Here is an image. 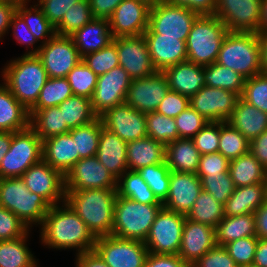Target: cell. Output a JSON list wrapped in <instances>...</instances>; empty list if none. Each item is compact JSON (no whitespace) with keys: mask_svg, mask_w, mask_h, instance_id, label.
<instances>
[{"mask_svg":"<svg viewBox=\"0 0 267 267\" xmlns=\"http://www.w3.org/2000/svg\"><path fill=\"white\" fill-rule=\"evenodd\" d=\"M39 231L43 246L58 250L75 249V255L93 251L97 240L85 222L66 202L51 206Z\"/></svg>","mask_w":267,"mask_h":267,"instance_id":"obj_1","label":"cell"},{"mask_svg":"<svg viewBox=\"0 0 267 267\" xmlns=\"http://www.w3.org/2000/svg\"><path fill=\"white\" fill-rule=\"evenodd\" d=\"M117 189L65 191V202L96 237L111 235Z\"/></svg>","mask_w":267,"mask_h":267,"instance_id":"obj_2","label":"cell"},{"mask_svg":"<svg viewBox=\"0 0 267 267\" xmlns=\"http://www.w3.org/2000/svg\"><path fill=\"white\" fill-rule=\"evenodd\" d=\"M1 73L3 83L27 110L36 104L48 79L43 63L36 54H23L8 61Z\"/></svg>","mask_w":267,"mask_h":267,"instance_id":"obj_3","label":"cell"},{"mask_svg":"<svg viewBox=\"0 0 267 267\" xmlns=\"http://www.w3.org/2000/svg\"><path fill=\"white\" fill-rule=\"evenodd\" d=\"M216 63L236 71L245 79L261 74L257 33L228 31L221 44Z\"/></svg>","mask_w":267,"mask_h":267,"instance_id":"obj_4","label":"cell"},{"mask_svg":"<svg viewBox=\"0 0 267 267\" xmlns=\"http://www.w3.org/2000/svg\"><path fill=\"white\" fill-rule=\"evenodd\" d=\"M2 207L19 217L30 229L41 225L51 205L28 190L21 177L0 178Z\"/></svg>","mask_w":267,"mask_h":267,"instance_id":"obj_5","label":"cell"},{"mask_svg":"<svg viewBox=\"0 0 267 267\" xmlns=\"http://www.w3.org/2000/svg\"><path fill=\"white\" fill-rule=\"evenodd\" d=\"M227 27L215 15H200L186 40L187 61L207 66L217 61Z\"/></svg>","mask_w":267,"mask_h":267,"instance_id":"obj_6","label":"cell"},{"mask_svg":"<svg viewBox=\"0 0 267 267\" xmlns=\"http://www.w3.org/2000/svg\"><path fill=\"white\" fill-rule=\"evenodd\" d=\"M162 207L163 204H144L117 195L111 235L144 242Z\"/></svg>","mask_w":267,"mask_h":267,"instance_id":"obj_7","label":"cell"},{"mask_svg":"<svg viewBox=\"0 0 267 267\" xmlns=\"http://www.w3.org/2000/svg\"><path fill=\"white\" fill-rule=\"evenodd\" d=\"M42 159V140L29 126L12 132L9 151L0 163V178L21 177L32 165Z\"/></svg>","mask_w":267,"mask_h":267,"instance_id":"obj_8","label":"cell"},{"mask_svg":"<svg viewBox=\"0 0 267 267\" xmlns=\"http://www.w3.org/2000/svg\"><path fill=\"white\" fill-rule=\"evenodd\" d=\"M199 16L187 7L156 0L150 7L148 27L159 34V37H178L179 40L186 41Z\"/></svg>","mask_w":267,"mask_h":267,"instance_id":"obj_9","label":"cell"},{"mask_svg":"<svg viewBox=\"0 0 267 267\" xmlns=\"http://www.w3.org/2000/svg\"><path fill=\"white\" fill-rule=\"evenodd\" d=\"M186 216L162 207L144 243L149 253L179 254Z\"/></svg>","mask_w":267,"mask_h":267,"instance_id":"obj_10","label":"cell"},{"mask_svg":"<svg viewBox=\"0 0 267 267\" xmlns=\"http://www.w3.org/2000/svg\"><path fill=\"white\" fill-rule=\"evenodd\" d=\"M93 250L109 267H143L149 253L143 241L113 235L97 237Z\"/></svg>","mask_w":267,"mask_h":267,"instance_id":"obj_11","label":"cell"},{"mask_svg":"<svg viewBox=\"0 0 267 267\" xmlns=\"http://www.w3.org/2000/svg\"><path fill=\"white\" fill-rule=\"evenodd\" d=\"M262 0H216L214 15L229 32L260 31Z\"/></svg>","mask_w":267,"mask_h":267,"instance_id":"obj_12","label":"cell"},{"mask_svg":"<svg viewBox=\"0 0 267 267\" xmlns=\"http://www.w3.org/2000/svg\"><path fill=\"white\" fill-rule=\"evenodd\" d=\"M42 61L48 78L66 77L82 60L71 37L55 34L36 54Z\"/></svg>","mask_w":267,"mask_h":267,"instance_id":"obj_13","label":"cell"},{"mask_svg":"<svg viewBox=\"0 0 267 267\" xmlns=\"http://www.w3.org/2000/svg\"><path fill=\"white\" fill-rule=\"evenodd\" d=\"M21 178L29 191L42 196L51 206L65 202V177L45 160L30 166Z\"/></svg>","mask_w":267,"mask_h":267,"instance_id":"obj_14","label":"cell"},{"mask_svg":"<svg viewBox=\"0 0 267 267\" xmlns=\"http://www.w3.org/2000/svg\"><path fill=\"white\" fill-rule=\"evenodd\" d=\"M151 4L149 0H123L108 19L113 38L143 35Z\"/></svg>","mask_w":267,"mask_h":267,"instance_id":"obj_15","label":"cell"},{"mask_svg":"<svg viewBox=\"0 0 267 267\" xmlns=\"http://www.w3.org/2000/svg\"><path fill=\"white\" fill-rule=\"evenodd\" d=\"M117 189V179L97 156L80 159L65 175V191Z\"/></svg>","mask_w":267,"mask_h":267,"instance_id":"obj_16","label":"cell"},{"mask_svg":"<svg viewBox=\"0 0 267 267\" xmlns=\"http://www.w3.org/2000/svg\"><path fill=\"white\" fill-rule=\"evenodd\" d=\"M131 82L132 78L121 66L99 75L90 99L94 113L100 117L108 109L124 103Z\"/></svg>","mask_w":267,"mask_h":267,"instance_id":"obj_17","label":"cell"},{"mask_svg":"<svg viewBox=\"0 0 267 267\" xmlns=\"http://www.w3.org/2000/svg\"><path fill=\"white\" fill-rule=\"evenodd\" d=\"M112 42L116 45L120 66L132 79L145 78L157 72L144 35L115 37Z\"/></svg>","mask_w":267,"mask_h":267,"instance_id":"obj_18","label":"cell"},{"mask_svg":"<svg viewBox=\"0 0 267 267\" xmlns=\"http://www.w3.org/2000/svg\"><path fill=\"white\" fill-rule=\"evenodd\" d=\"M239 94L203 86L190 97V106L209 122H227L235 109Z\"/></svg>","mask_w":267,"mask_h":267,"instance_id":"obj_19","label":"cell"},{"mask_svg":"<svg viewBox=\"0 0 267 267\" xmlns=\"http://www.w3.org/2000/svg\"><path fill=\"white\" fill-rule=\"evenodd\" d=\"M169 90L166 75L157 71L145 78L132 79L125 103L139 112H155Z\"/></svg>","mask_w":267,"mask_h":267,"instance_id":"obj_20","label":"cell"},{"mask_svg":"<svg viewBox=\"0 0 267 267\" xmlns=\"http://www.w3.org/2000/svg\"><path fill=\"white\" fill-rule=\"evenodd\" d=\"M100 118L104 127L114 132L125 142L148 136L146 113L139 112L125 102L108 109Z\"/></svg>","mask_w":267,"mask_h":267,"instance_id":"obj_21","label":"cell"},{"mask_svg":"<svg viewBox=\"0 0 267 267\" xmlns=\"http://www.w3.org/2000/svg\"><path fill=\"white\" fill-rule=\"evenodd\" d=\"M201 191V180L196 173L170 171L169 193L163 207L186 216Z\"/></svg>","mask_w":267,"mask_h":267,"instance_id":"obj_22","label":"cell"},{"mask_svg":"<svg viewBox=\"0 0 267 267\" xmlns=\"http://www.w3.org/2000/svg\"><path fill=\"white\" fill-rule=\"evenodd\" d=\"M216 245L214 227L185 220L178 255L190 267Z\"/></svg>","mask_w":267,"mask_h":267,"instance_id":"obj_23","label":"cell"},{"mask_svg":"<svg viewBox=\"0 0 267 267\" xmlns=\"http://www.w3.org/2000/svg\"><path fill=\"white\" fill-rule=\"evenodd\" d=\"M143 35L156 71L163 72L170 66L187 61L186 41L178 37H159L149 27Z\"/></svg>","mask_w":267,"mask_h":267,"instance_id":"obj_24","label":"cell"},{"mask_svg":"<svg viewBox=\"0 0 267 267\" xmlns=\"http://www.w3.org/2000/svg\"><path fill=\"white\" fill-rule=\"evenodd\" d=\"M42 159L65 177L81 158L76 142L69 133H65L42 141Z\"/></svg>","mask_w":267,"mask_h":267,"instance_id":"obj_25","label":"cell"},{"mask_svg":"<svg viewBox=\"0 0 267 267\" xmlns=\"http://www.w3.org/2000/svg\"><path fill=\"white\" fill-rule=\"evenodd\" d=\"M126 151L127 142L103 126L96 156L116 179L128 170Z\"/></svg>","mask_w":267,"mask_h":267,"instance_id":"obj_26","label":"cell"},{"mask_svg":"<svg viewBox=\"0 0 267 267\" xmlns=\"http://www.w3.org/2000/svg\"><path fill=\"white\" fill-rule=\"evenodd\" d=\"M169 89L187 97L195 95L205 86L204 66L185 61L166 68Z\"/></svg>","mask_w":267,"mask_h":267,"instance_id":"obj_27","label":"cell"},{"mask_svg":"<svg viewBox=\"0 0 267 267\" xmlns=\"http://www.w3.org/2000/svg\"><path fill=\"white\" fill-rule=\"evenodd\" d=\"M81 57L107 47L113 41L107 19L94 18L70 36Z\"/></svg>","mask_w":267,"mask_h":267,"instance_id":"obj_28","label":"cell"},{"mask_svg":"<svg viewBox=\"0 0 267 267\" xmlns=\"http://www.w3.org/2000/svg\"><path fill=\"white\" fill-rule=\"evenodd\" d=\"M166 145L146 136L127 142V165L129 171L165 162Z\"/></svg>","mask_w":267,"mask_h":267,"instance_id":"obj_29","label":"cell"},{"mask_svg":"<svg viewBox=\"0 0 267 267\" xmlns=\"http://www.w3.org/2000/svg\"><path fill=\"white\" fill-rule=\"evenodd\" d=\"M227 122L252 141L267 130V113L240 97Z\"/></svg>","mask_w":267,"mask_h":267,"instance_id":"obj_30","label":"cell"},{"mask_svg":"<svg viewBox=\"0 0 267 267\" xmlns=\"http://www.w3.org/2000/svg\"><path fill=\"white\" fill-rule=\"evenodd\" d=\"M267 200L266 183L236 187L224 204L225 216L254 213Z\"/></svg>","mask_w":267,"mask_h":267,"instance_id":"obj_31","label":"cell"},{"mask_svg":"<svg viewBox=\"0 0 267 267\" xmlns=\"http://www.w3.org/2000/svg\"><path fill=\"white\" fill-rule=\"evenodd\" d=\"M30 126L27 110L2 82L0 84V131L17 132Z\"/></svg>","mask_w":267,"mask_h":267,"instance_id":"obj_32","label":"cell"},{"mask_svg":"<svg viewBox=\"0 0 267 267\" xmlns=\"http://www.w3.org/2000/svg\"><path fill=\"white\" fill-rule=\"evenodd\" d=\"M165 162L173 172L196 173L200 153L192 139L178 138L166 144Z\"/></svg>","mask_w":267,"mask_h":267,"instance_id":"obj_33","label":"cell"},{"mask_svg":"<svg viewBox=\"0 0 267 267\" xmlns=\"http://www.w3.org/2000/svg\"><path fill=\"white\" fill-rule=\"evenodd\" d=\"M216 243L220 246L241 239L256 236L254 213L225 216L215 227Z\"/></svg>","mask_w":267,"mask_h":267,"instance_id":"obj_34","label":"cell"},{"mask_svg":"<svg viewBox=\"0 0 267 267\" xmlns=\"http://www.w3.org/2000/svg\"><path fill=\"white\" fill-rule=\"evenodd\" d=\"M29 115L30 127L42 141L70 131L66 122H63V113L60 111L59 106L44 109H30Z\"/></svg>","mask_w":267,"mask_h":267,"instance_id":"obj_35","label":"cell"},{"mask_svg":"<svg viewBox=\"0 0 267 267\" xmlns=\"http://www.w3.org/2000/svg\"><path fill=\"white\" fill-rule=\"evenodd\" d=\"M229 173L235 187L265 182L266 177V169L250 152L231 160Z\"/></svg>","mask_w":267,"mask_h":267,"instance_id":"obj_36","label":"cell"},{"mask_svg":"<svg viewBox=\"0 0 267 267\" xmlns=\"http://www.w3.org/2000/svg\"><path fill=\"white\" fill-rule=\"evenodd\" d=\"M30 232L21 238L0 241V267H39L27 246Z\"/></svg>","mask_w":267,"mask_h":267,"instance_id":"obj_37","label":"cell"},{"mask_svg":"<svg viewBox=\"0 0 267 267\" xmlns=\"http://www.w3.org/2000/svg\"><path fill=\"white\" fill-rule=\"evenodd\" d=\"M27 2L18 3L16 12L23 18L29 31L40 45H45L56 33L54 26L44 15L38 4L29 7ZM42 40V41H41Z\"/></svg>","mask_w":267,"mask_h":267,"instance_id":"obj_38","label":"cell"},{"mask_svg":"<svg viewBox=\"0 0 267 267\" xmlns=\"http://www.w3.org/2000/svg\"><path fill=\"white\" fill-rule=\"evenodd\" d=\"M63 122L71 130L92 123L98 118L89 98L72 95L59 105Z\"/></svg>","mask_w":267,"mask_h":267,"instance_id":"obj_39","label":"cell"},{"mask_svg":"<svg viewBox=\"0 0 267 267\" xmlns=\"http://www.w3.org/2000/svg\"><path fill=\"white\" fill-rule=\"evenodd\" d=\"M117 195L144 204H162L137 171L127 170L117 179Z\"/></svg>","mask_w":267,"mask_h":267,"instance_id":"obj_40","label":"cell"},{"mask_svg":"<svg viewBox=\"0 0 267 267\" xmlns=\"http://www.w3.org/2000/svg\"><path fill=\"white\" fill-rule=\"evenodd\" d=\"M224 217V205L204 190L200 192L186 215V219L214 228Z\"/></svg>","mask_w":267,"mask_h":267,"instance_id":"obj_41","label":"cell"},{"mask_svg":"<svg viewBox=\"0 0 267 267\" xmlns=\"http://www.w3.org/2000/svg\"><path fill=\"white\" fill-rule=\"evenodd\" d=\"M205 85L242 95L245 78L236 71L214 62L204 66Z\"/></svg>","mask_w":267,"mask_h":267,"instance_id":"obj_42","label":"cell"},{"mask_svg":"<svg viewBox=\"0 0 267 267\" xmlns=\"http://www.w3.org/2000/svg\"><path fill=\"white\" fill-rule=\"evenodd\" d=\"M103 126L101 118L98 117L92 123L71 129L68 132L76 142L81 159L97 154L100 132Z\"/></svg>","mask_w":267,"mask_h":267,"instance_id":"obj_43","label":"cell"},{"mask_svg":"<svg viewBox=\"0 0 267 267\" xmlns=\"http://www.w3.org/2000/svg\"><path fill=\"white\" fill-rule=\"evenodd\" d=\"M250 141L228 122H220L219 150L229 161L249 152Z\"/></svg>","mask_w":267,"mask_h":267,"instance_id":"obj_44","label":"cell"},{"mask_svg":"<svg viewBox=\"0 0 267 267\" xmlns=\"http://www.w3.org/2000/svg\"><path fill=\"white\" fill-rule=\"evenodd\" d=\"M94 18L89 0H81L67 10L62 21L55 27V33L70 37Z\"/></svg>","mask_w":267,"mask_h":267,"instance_id":"obj_45","label":"cell"},{"mask_svg":"<svg viewBox=\"0 0 267 267\" xmlns=\"http://www.w3.org/2000/svg\"><path fill=\"white\" fill-rule=\"evenodd\" d=\"M72 95L73 93L66 77L48 78L40 91L36 104L31 109L59 106Z\"/></svg>","mask_w":267,"mask_h":267,"instance_id":"obj_46","label":"cell"},{"mask_svg":"<svg viewBox=\"0 0 267 267\" xmlns=\"http://www.w3.org/2000/svg\"><path fill=\"white\" fill-rule=\"evenodd\" d=\"M170 171L166 162L142 167L137 171L161 203L169 193Z\"/></svg>","mask_w":267,"mask_h":267,"instance_id":"obj_47","label":"cell"},{"mask_svg":"<svg viewBox=\"0 0 267 267\" xmlns=\"http://www.w3.org/2000/svg\"><path fill=\"white\" fill-rule=\"evenodd\" d=\"M146 131L149 137L165 145L179 138L175 118L156 111L146 113Z\"/></svg>","mask_w":267,"mask_h":267,"instance_id":"obj_48","label":"cell"},{"mask_svg":"<svg viewBox=\"0 0 267 267\" xmlns=\"http://www.w3.org/2000/svg\"><path fill=\"white\" fill-rule=\"evenodd\" d=\"M98 76L81 60L66 76L73 95L91 99Z\"/></svg>","mask_w":267,"mask_h":267,"instance_id":"obj_49","label":"cell"},{"mask_svg":"<svg viewBox=\"0 0 267 267\" xmlns=\"http://www.w3.org/2000/svg\"><path fill=\"white\" fill-rule=\"evenodd\" d=\"M201 180L202 190L210 193L219 203L225 204L235 191V185L230 173L215 175H197Z\"/></svg>","mask_w":267,"mask_h":267,"instance_id":"obj_50","label":"cell"},{"mask_svg":"<svg viewBox=\"0 0 267 267\" xmlns=\"http://www.w3.org/2000/svg\"><path fill=\"white\" fill-rule=\"evenodd\" d=\"M82 60L97 76L120 66L116 45L113 42L97 52L85 55Z\"/></svg>","mask_w":267,"mask_h":267,"instance_id":"obj_51","label":"cell"},{"mask_svg":"<svg viewBox=\"0 0 267 267\" xmlns=\"http://www.w3.org/2000/svg\"><path fill=\"white\" fill-rule=\"evenodd\" d=\"M240 97L262 112L267 113V75L258 74L246 79Z\"/></svg>","mask_w":267,"mask_h":267,"instance_id":"obj_52","label":"cell"},{"mask_svg":"<svg viewBox=\"0 0 267 267\" xmlns=\"http://www.w3.org/2000/svg\"><path fill=\"white\" fill-rule=\"evenodd\" d=\"M257 243V236H249L232 241L224 247L237 266H247L253 264Z\"/></svg>","mask_w":267,"mask_h":267,"instance_id":"obj_53","label":"cell"},{"mask_svg":"<svg viewBox=\"0 0 267 267\" xmlns=\"http://www.w3.org/2000/svg\"><path fill=\"white\" fill-rule=\"evenodd\" d=\"M179 138L192 139L209 121L190 105L175 117Z\"/></svg>","mask_w":267,"mask_h":267,"instance_id":"obj_54","label":"cell"},{"mask_svg":"<svg viewBox=\"0 0 267 267\" xmlns=\"http://www.w3.org/2000/svg\"><path fill=\"white\" fill-rule=\"evenodd\" d=\"M220 122H208L193 138L200 155L217 153L219 150Z\"/></svg>","mask_w":267,"mask_h":267,"instance_id":"obj_55","label":"cell"},{"mask_svg":"<svg viewBox=\"0 0 267 267\" xmlns=\"http://www.w3.org/2000/svg\"><path fill=\"white\" fill-rule=\"evenodd\" d=\"M30 228L8 209L0 208V241L25 236Z\"/></svg>","mask_w":267,"mask_h":267,"instance_id":"obj_56","label":"cell"},{"mask_svg":"<svg viewBox=\"0 0 267 267\" xmlns=\"http://www.w3.org/2000/svg\"><path fill=\"white\" fill-rule=\"evenodd\" d=\"M13 30L14 39L18 44L26 45V52L24 54H37L41 45L35 48L36 43L35 36L29 31L28 26L25 24L23 18L16 12L11 20L9 30ZM32 48V49H31ZM31 51H30V50Z\"/></svg>","mask_w":267,"mask_h":267,"instance_id":"obj_57","label":"cell"},{"mask_svg":"<svg viewBox=\"0 0 267 267\" xmlns=\"http://www.w3.org/2000/svg\"><path fill=\"white\" fill-rule=\"evenodd\" d=\"M38 6L54 28L62 21L67 10L81 0H37Z\"/></svg>","mask_w":267,"mask_h":267,"instance_id":"obj_58","label":"cell"},{"mask_svg":"<svg viewBox=\"0 0 267 267\" xmlns=\"http://www.w3.org/2000/svg\"><path fill=\"white\" fill-rule=\"evenodd\" d=\"M191 267H238L224 246L216 245Z\"/></svg>","mask_w":267,"mask_h":267,"instance_id":"obj_59","label":"cell"},{"mask_svg":"<svg viewBox=\"0 0 267 267\" xmlns=\"http://www.w3.org/2000/svg\"><path fill=\"white\" fill-rule=\"evenodd\" d=\"M189 104V97L169 90L158 105L156 112L170 118H175L184 111Z\"/></svg>","mask_w":267,"mask_h":267,"instance_id":"obj_60","label":"cell"},{"mask_svg":"<svg viewBox=\"0 0 267 267\" xmlns=\"http://www.w3.org/2000/svg\"><path fill=\"white\" fill-rule=\"evenodd\" d=\"M230 161L221 153L200 155L197 175H215L229 172Z\"/></svg>","mask_w":267,"mask_h":267,"instance_id":"obj_61","label":"cell"},{"mask_svg":"<svg viewBox=\"0 0 267 267\" xmlns=\"http://www.w3.org/2000/svg\"><path fill=\"white\" fill-rule=\"evenodd\" d=\"M143 267H190L178 254L148 253Z\"/></svg>","mask_w":267,"mask_h":267,"instance_id":"obj_62","label":"cell"},{"mask_svg":"<svg viewBox=\"0 0 267 267\" xmlns=\"http://www.w3.org/2000/svg\"><path fill=\"white\" fill-rule=\"evenodd\" d=\"M167 3L187 7L200 15H214L216 0H165Z\"/></svg>","mask_w":267,"mask_h":267,"instance_id":"obj_63","label":"cell"},{"mask_svg":"<svg viewBox=\"0 0 267 267\" xmlns=\"http://www.w3.org/2000/svg\"><path fill=\"white\" fill-rule=\"evenodd\" d=\"M18 3L13 0H0V40L9 33V26L16 13Z\"/></svg>","mask_w":267,"mask_h":267,"instance_id":"obj_64","label":"cell"},{"mask_svg":"<svg viewBox=\"0 0 267 267\" xmlns=\"http://www.w3.org/2000/svg\"><path fill=\"white\" fill-rule=\"evenodd\" d=\"M122 1L123 0H89V4L95 18L108 20Z\"/></svg>","mask_w":267,"mask_h":267,"instance_id":"obj_65","label":"cell"},{"mask_svg":"<svg viewBox=\"0 0 267 267\" xmlns=\"http://www.w3.org/2000/svg\"><path fill=\"white\" fill-rule=\"evenodd\" d=\"M249 152L267 170V130L250 141Z\"/></svg>","mask_w":267,"mask_h":267,"instance_id":"obj_66","label":"cell"},{"mask_svg":"<svg viewBox=\"0 0 267 267\" xmlns=\"http://www.w3.org/2000/svg\"><path fill=\"white\" fill-rule=\"evenodd\" d=\"M75 256V267H109L94 250Z\"/></svg>","mask_w":267,"mask_h":267,"instance_id":"obj_67","label":"cell"},{"mask_svg":"<svg viewBox=\"0 0 267 267\" xmlns=\"http://www.w3.org/2000/svg\"><path fill=\"white\" fill-rule=\"evenodd\" d=\"M256 236L267 239V200L254 212Z\"/></svg>","mask_w":267,"mask_h":267,"instance_id":"obj_68","label":"cell"},{"mask_svg":"<svg viewBox=\"0 0 267 267\" xmlns=\"http://www.w3.org/2000/svg\"><path fill=\"white\" fill-rule=\"evenodd\" d=\"M252 265L256 267H267V239L258 238Z\"/></svg>","mask_w":267,"mask_h":267,"instance_id":"obj_69","label":"cell"},{"mask_svg":"<svg viewBox=\"0 0 267 267\" xmlns=\"http://www.w3.org/2000/svg\"><path fill=\"white\" fill-rule=\"evenodd\" d=\"M257 35L261 55V74L267 75V30H261Z\"/></svg>","mask_w":267,"mask_h":267,"instance_id":"obj_70","label":"cell"},{"mask_svg":"<svg viewBox=\"0 0 267 267\" xmlns=\"http://www.w3.org/2000/svg\"><path fill=\"white\" fill-rule=\"evenodd\" d=\"M12 142V132L0 131V163L4 155L9 151Z\"/></svg>","mask_w":267,"mask_h":267,"instance_id":"obj_71","label":"cell"},{"mask_svg":"<svg viewBox=\"0 0 267 267\" xmlns=\"http://www.w3.org/2000/svg\"><path fill=\"white\" fill-rule=\"evenodd\" d=\"M261 30H267V0H262L260 17V31Z\"/></svg>","mask_w":267,"mask_h":267,"instance_id":"obj_72","label":"cell"},{"mask_svg":"<svg viewBox=\"0 0 267 267\" xmlns=\"http://www.w3.org/2000/svg\"><path fill=\"white\" fill-rule=\"evenodd\" d=\"M13 1H16L17 3H21V2L31 1V0H13Z\"/></svg>","mask_w":267,"mask_h":267,"instance_id":"obj_73","label":"cell"},{"mask_svg":"<svg viewBox=\"0 0 267 267\" xmlns=\"http://www.w3.org/2000/svg\"><path fill=\"white\" fill-rule=\"evenodd\" d=\"M265 183H266V189H267V170H266Z\"/></svg>","mask_w":267,"mask_h":267,"instance_id":"obj_74","label":"cell"},{"mask_svg":"<svg viewBox=\"0 0 267 267\" xmlns=\"http://www.w3.org/2000/svg\"><path fill=\"white\" fill-rule=\"evenodd\" d=\"M238 267H256L254 265H247V266H238Z\"/></svg>","mask_w":267,"mask_h":267,"instance_id":"obj_75","label":"cell"}]
</instances>
